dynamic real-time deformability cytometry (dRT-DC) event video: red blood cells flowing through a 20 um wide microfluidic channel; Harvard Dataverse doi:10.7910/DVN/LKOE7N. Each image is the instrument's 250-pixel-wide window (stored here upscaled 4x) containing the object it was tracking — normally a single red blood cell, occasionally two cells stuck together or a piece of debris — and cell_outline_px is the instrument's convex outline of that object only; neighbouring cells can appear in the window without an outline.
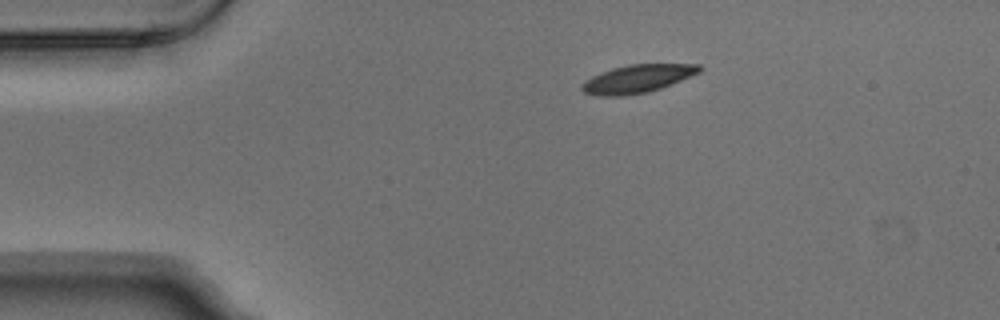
{"species": "Egyptian fruit bat (a non-hibernating species)", "species_latin": "Rousettus aegyptiacus", "temperature_condition": "warm", "stored_images_in_passage": 5, "camera_frame_rate_fps": 3000, "um_per_image_px": 0.085, "animal": {"sex": "male"}, "frame": {"image": 1, "passage_image": 1, "time_ms": 0.0, "image_size_px": [1000, 320], "cell_outline_px": [[704, 68], [700, 72], [660, 88], [648, 92], [624, 96], [596, 96], [584, 92], [580, 88], [580, 84], [584, 80], [600, 72], [612, 68], [628, 64], [700, 64]], "centroid_in_image_um": [54.13, 6.69], "position_along_channel_um": 30.9, "area_um2": 19.36}}
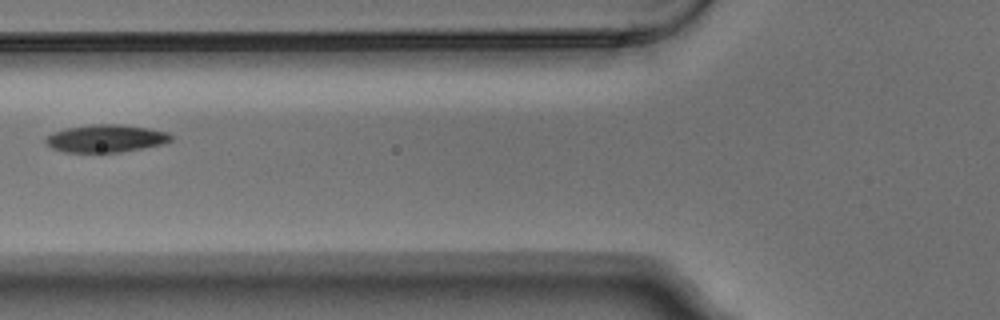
{"frame": {"image": 2, "passage_image": 4, "time_ms": 1.0, "image_size_px": [1000, 320], "cell_outline_px": [[172, 140], [160, 144], [120, 152], [64, 152], [52, 148], [44, 140], [52, 132], [64, 128], [92, 124], [120, 124], [148, 128], [168, 132], [172, 136]], "centroid_in_image_um": [8.97, 11.75], "position_along_channel_um": 116.8, "area_um2": 20.06}}
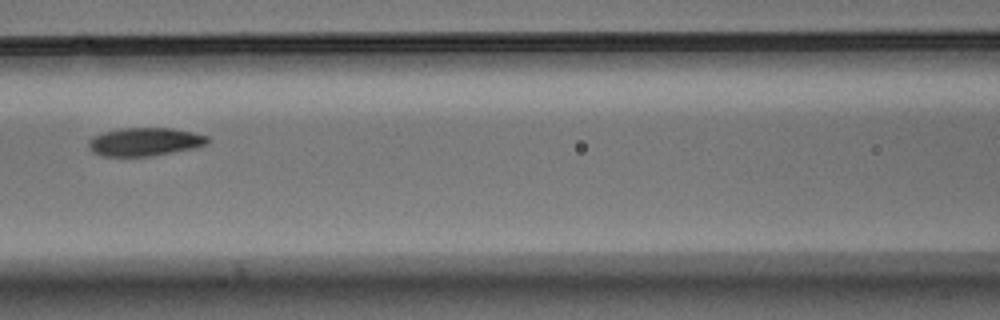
{"frame": {"image": 3, "passage_image": 5, "time_ms": 1.333, "image_size_px": [1000, 320], "cell_outline_px": [[208, 144], [196, 148], [152, 156], [104, 156], [92, 152], [88, 148], [88, 140], [92, 136], [104, 132], [120, 128], [172, 128], [192, 132], [208, 136]], "centroid_in_image_um": [12.3, 12.05], "position_along_channel_um": 154.3, "area_um2": 19.77}}